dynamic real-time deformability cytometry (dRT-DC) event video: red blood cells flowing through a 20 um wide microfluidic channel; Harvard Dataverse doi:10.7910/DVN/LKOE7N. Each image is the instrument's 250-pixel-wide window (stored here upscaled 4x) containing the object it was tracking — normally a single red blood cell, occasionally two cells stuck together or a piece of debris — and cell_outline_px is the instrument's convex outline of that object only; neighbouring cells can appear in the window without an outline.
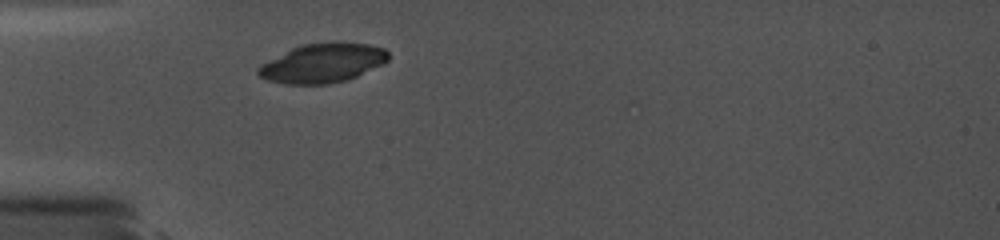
{"species": "common noctule bat (a hibernating species)", "species_latin": "Nyctalus noctula", "temperature_condition": "cold", "stored_images_in_passage": 35, "camera_frame_rate_fps": 5000, "um_per_image_px": 0.085, "animal": {"sex": "female", "body_mass_g": 19.0, "forearm_length_mm": 56.7}, "frame": {"image": 1, "passage_image": 2, "time_ms": 0.2, "image_size_px": [1000, 240], "cell_outline_px": [[388, 60], [384, 64], [348, 80], [328, 84], [284, 84], [268, 80], [260, 76], [256, 72], [256, 68], [260, 64], [300, 44], [332, 40], [336, 40], [368, 44], [384, 48], [388, 52]], "centroid_in_image_um": [27.44, 5.34], "position_along_channel_um": 57.6, "area_um2": 30.35}}
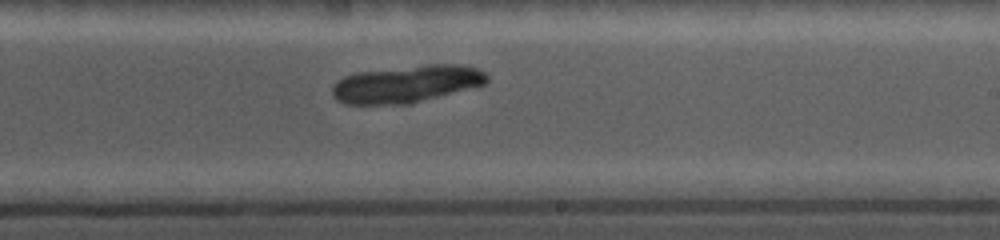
{"frame": {"image": 2, "passage_image": 22, "time_ms": 5.6, "image_size_px": [1000, 240], "cell_outline_px": [[488, 80], [484, 84], [412, 104], [344, 104], [336, 100], [332, 96], [332, 88], [336, 80], [344, 76], [356, 72], [428, 64], [460, 64], [476, 68], [484, 72], [488, 76]], "centroid_in_image_um": [34.52, 7.14], "position_along_channel_um": 254.5, "area_um2": 33.76}}
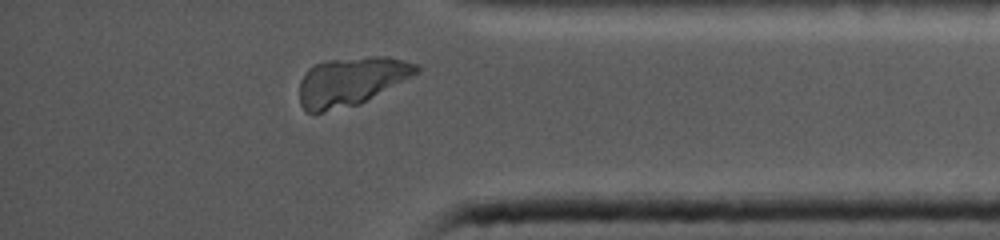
{"frame": {"image": 3, "passage_image": 32, "time_ms": 9.6, "image_size_px": [1000, 240], "cell_outline_px": [[420, 72], [360, 104], [324, 112], [308, 112], [300, 104], [300, 80], [308, 68], [324, 60], [368, 56], [388, 56], [416, 64], [420, 68]], "centroid_in_image_um": [29.84, 6.9], "position_along_channel_um": 405.4, "area_um2": 33.18}}